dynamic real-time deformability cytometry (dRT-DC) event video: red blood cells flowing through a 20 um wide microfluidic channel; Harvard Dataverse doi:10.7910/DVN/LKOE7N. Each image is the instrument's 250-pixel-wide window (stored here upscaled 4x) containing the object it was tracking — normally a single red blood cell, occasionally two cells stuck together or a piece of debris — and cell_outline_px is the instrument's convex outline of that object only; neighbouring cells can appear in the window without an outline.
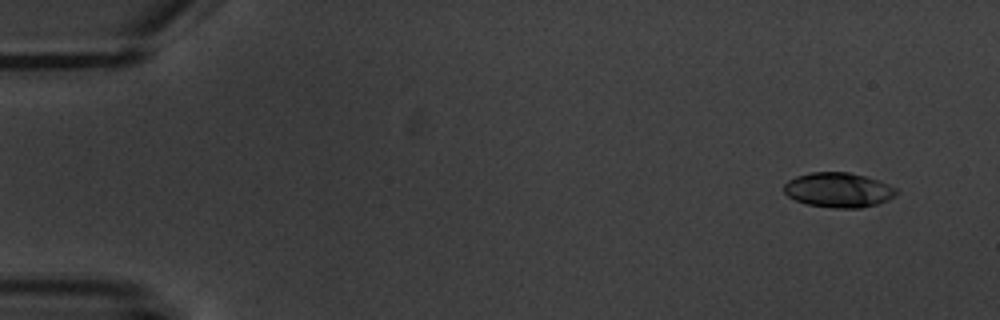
{"species": "common noctule bat (a hibernating species)", "species_latin": "Nyctalus noctula", "temperature_condition": "warm", "stored_images_in_passage": 5, "camera_frame_rate_fps": 3000, "um_per_image_px": 0.085, "animal": {"sex": "male", "body_mass_g": 20.1, "forearm_length_mm": 53.5}, "frame": {"image": 1, "passage_image": 1, "time_ms": 0.0, "image_size_px": [1000, 320], "cell_outline_px": [[900, 192], [888, 200], [876, 204], [860, 208], [832, 208], [808, 204], [796, 200], [788, 196], [784, 192], [784, 184], [788, 180], [796, 176], [812, 172], [848, 172], [880, 180], [896, 188]], "centroid_in_image_um": [71.28, 16.14], "position_along_channel_um": 13.7, "area_um2": 22.83}}
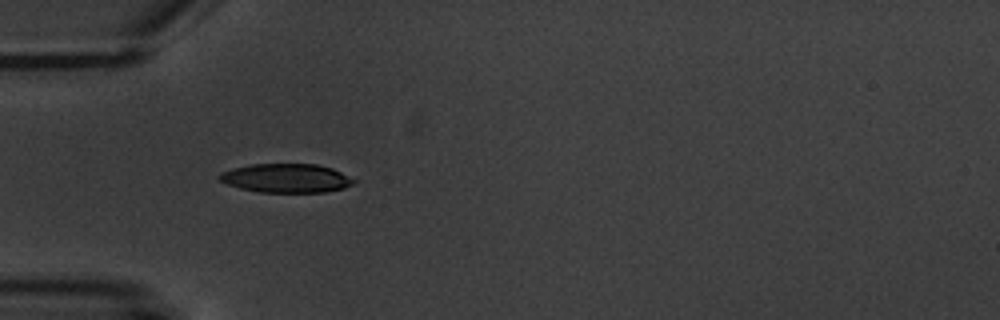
{"frame": {"image": 2, "passage_image": 4, "time_ms": 4.667, "image_size_px": [1000, 320], "cell_outline_px": [[356, 180], [352, 184], [344, 188], [324, 192], [260, 192], [240, 188], [228, 184], [220, 180], [216, 176], [220, 172], [232, 168], [252, 164], [316, 164], [332, 168]], "centroid_in_image_um": [24.3, 15.14], "position_along_channel_um": 60.7, "area_um2": 22.54}}